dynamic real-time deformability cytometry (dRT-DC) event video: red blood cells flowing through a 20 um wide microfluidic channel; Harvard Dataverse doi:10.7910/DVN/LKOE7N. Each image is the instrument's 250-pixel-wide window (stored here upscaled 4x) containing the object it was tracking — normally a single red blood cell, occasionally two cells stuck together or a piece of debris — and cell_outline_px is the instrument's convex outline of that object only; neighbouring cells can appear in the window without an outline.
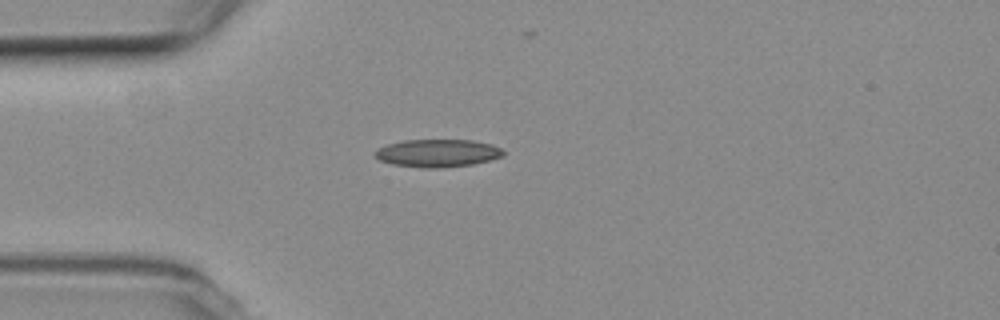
{"species": "common noctule bat (a hibernating species)", "species_latin": "Nyctalus noctula", "temperature_condition": "room temperature", "stored_images_in_passage": 42, "camera_frame_rate_fps": 3000, "um_per_image_px": 0.085, "animal": {"sex": "female", "body_mass_g": 19.3, "forearm_length_mm": 54.1}, "frame": {"image": 1, "passage_image": 1, "time_ms": 0.0, "image_size_px": [1000, 320], "cell_outline_px": [[504, 156], [472, 164], [440, 168], [428, 168], [392, 164], [380, 160], [376, 156], [376, 148], [388, 144], [404, 140], [472, 140], [492, 144], [500, 148], [504, 152]], "centroid_in_image_um": [37.2, 13.01], "position_along_channel_um": 47.8, "area_um2": 20.58}}
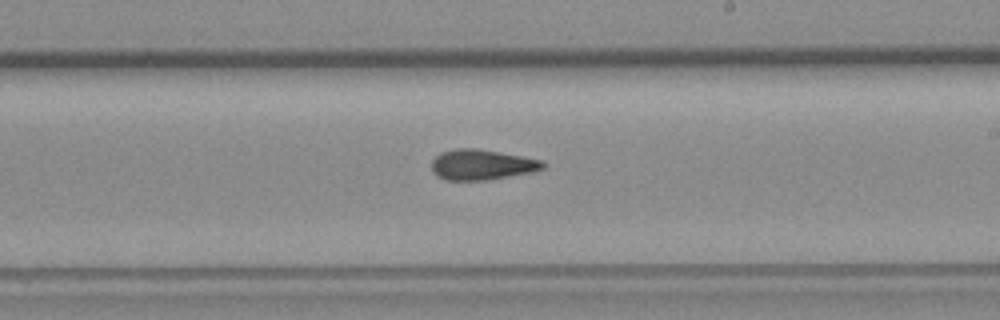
{"frame": {"image": 2, "passage_image": 18, "time_ms": 5.667, "image_size_px": [1000, 320], "cell_outline_px": [[544, 168], [532, 172], [488, 180], [444, 180], [436, 176], [432, 172], [432, 160], [440, 152], [456, 148], [476, 148], [544, 160]], "centroid_in_image_um": [40.92, 14.0], "position_along_channel_um": 248.1, "area_um2": 19.83}}
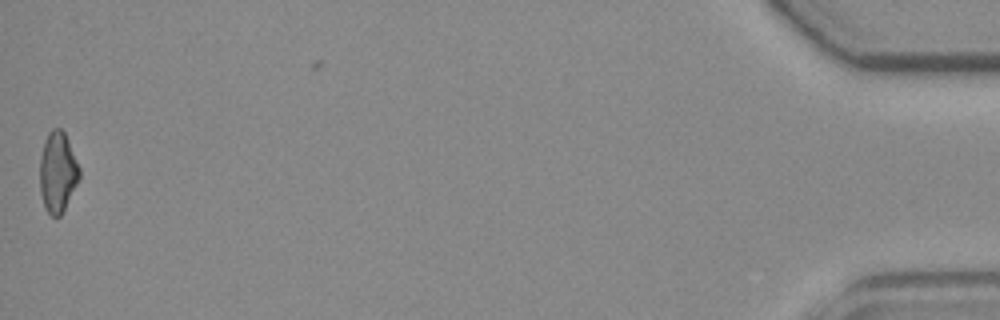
{"frame": {"image": 3, "passage_image": 41, "time_ms": 13.333, "image_size_px": [1000, 320], "cell_outline_px": [[80, 176], [60, 216], [52, 216], [44, 208], [40, 192], [40, 156], [44, 140], [48, 132], [52, 128], [60, 128], [64, 132], [68, 140], [80, 168]], "centroid_in_image_um": [4.88, 14.6], "position_along_channel_um": 430.3, "area_um2": 18.44}, "authors_computed_cell_mechanics": {"area_um2": 19.2763, "velocity_mm_per_s": 3.7511, "shape_relaxation_time_tau1_ms": null, "shape_relaxation_time_tau2_ms": 3.4678, "deformation_change_tau1": null, "deformation_change_tau2": 0.1268}}